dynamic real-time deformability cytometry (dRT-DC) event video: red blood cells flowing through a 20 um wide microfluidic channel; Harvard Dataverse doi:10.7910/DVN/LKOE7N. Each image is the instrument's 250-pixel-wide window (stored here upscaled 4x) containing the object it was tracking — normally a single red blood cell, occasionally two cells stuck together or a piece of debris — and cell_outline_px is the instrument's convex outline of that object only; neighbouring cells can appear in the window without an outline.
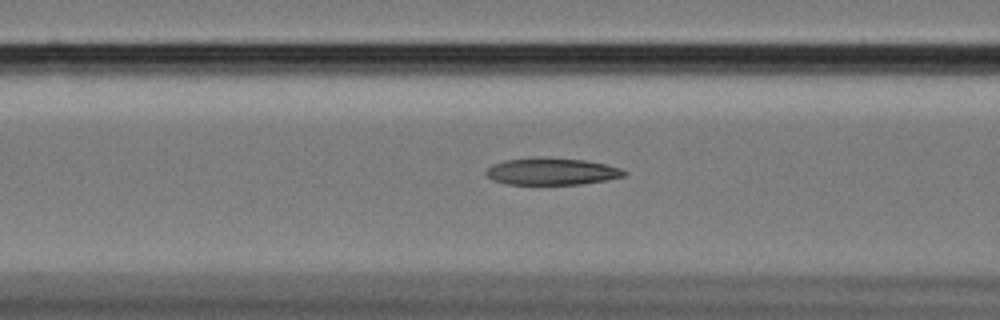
{"species": "Egyptian fruit bat (a non-hibernating species)", "species_latin": "Rousettus aegyptiacus", "temperature_condition": "cold", "stored_images_in_passage": 59, "camera_frame_rate_fps": 3000, "um_per_image_px": 0.085, "animal": {"sex": "female"}, "frame": {"image": 1, "passage_image": 24, "time_ms": 7.667, "image_size_px": [1000, 320], "cell_outline_px": [[628, 172], [624, 176], [608, 180], [580, 184], [508, 184], [492, 180], [484, 172], [492, 164], [504, 160], [536, 156], [544, 156], [584, 160], [608, 164], [620, 168]], "centroid_in_image_um": [46.9, 14.55], "position_along_channel_um": 119.7, "area_um2": 22.08}}
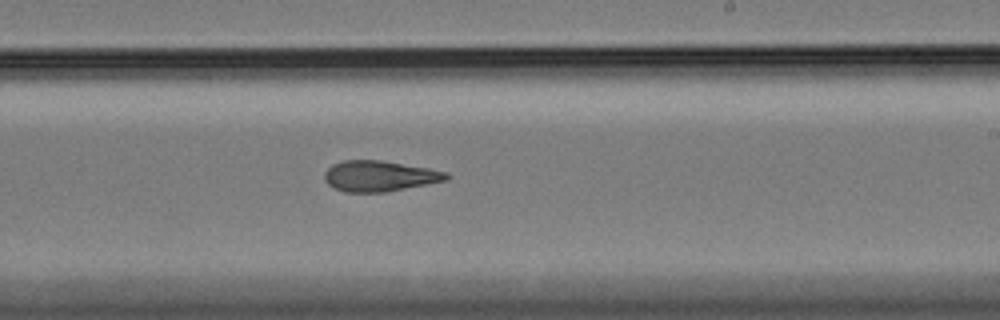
{"frame": {"image": 2, "passage_image": 36, "time_ms": 11.667, "image_size_px": [1000, 320], "cell_outline_px": [[452, 176], [448, 180], [428, 184], [384, 192], [344, 192], [332, 188], [324, 180], [324, 172], [332, 164], [344, 160], [380, 160], [428, 168], [448, 172]], "centroid_in_image_um": [32.25, 14.97], "position_along_channel_um": 256.7, "area_um2": 21.96}}
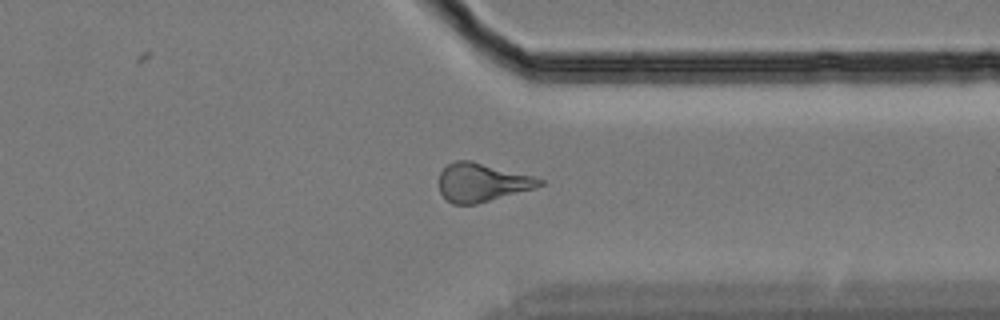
{"frame": {"image": 3, "passage_image": 46, "time_ms": 15.0, "image_size_px": [1000, 320], "cell_outline_px": [[544, 184], [532, 188], [476, 204], [452, 204], [440, 192], [440, 172], [448, 164], [456, 160], [472, 160], [532, 176], [544, 180]], "centroid_in_image_um": [40.94, 15.49], "position_along_channel_um": 370.5, "area_um2": 22.14}, "authors_computed_cell_mechanics": {"area_um2": 22.253, "velocity_mm_per_s": 3.4273, "shape_relaxation_time_tau1_ms": null, "shape_relaxation_time_tau2_ms": 3.1161, "deformation_change_tau1": null, "deformation_change_tau2": 0.1221}}